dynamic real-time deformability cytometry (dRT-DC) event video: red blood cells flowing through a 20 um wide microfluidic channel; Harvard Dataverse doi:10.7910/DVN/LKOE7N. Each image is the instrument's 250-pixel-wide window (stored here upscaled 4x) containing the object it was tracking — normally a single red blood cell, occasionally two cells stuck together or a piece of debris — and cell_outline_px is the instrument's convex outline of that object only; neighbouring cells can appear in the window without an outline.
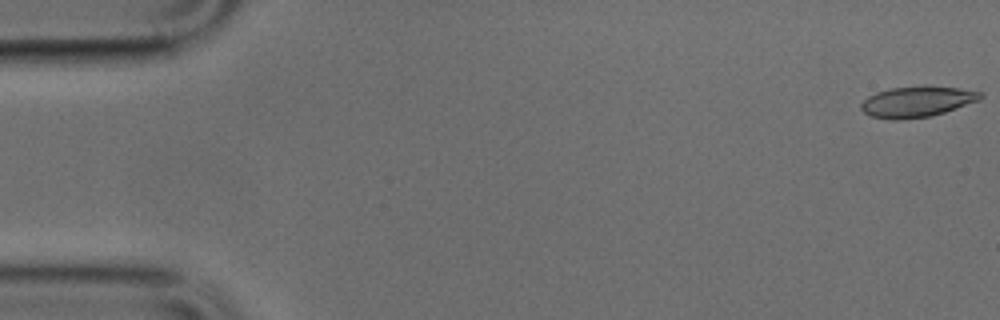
{"species": "common noctule bat (a hibernating species)", "species_latin": "Nyctalus noctula", "temperature_condition": "cold", "stored_images_in_passage": 7, "camera_frame_rate_fps": 3000, "um_per_image_px": 0.085, "animal": {"sex": "male", "body_mass_g": 17.9, "forearm_length_mm": 54.2}, "frame": {"image": 1, "passage_image": 1, "time_ms": 0.0, "image_size_px": [1000, 320], "cell_outline_px": [[984, 96], [980, 100], [932, 116], [900, 120], [892, 120], [872, 116], [864, 112], [860, 108], [860, 104], [868, 96], [876, 92], [892, 88], [924, 84], [928, 84], [960, 88], [984, 92]], "centroid_in_image_um": [77.98, 8.61], "position_along_channel_um": 7.0, "area_um2": 21.91}}